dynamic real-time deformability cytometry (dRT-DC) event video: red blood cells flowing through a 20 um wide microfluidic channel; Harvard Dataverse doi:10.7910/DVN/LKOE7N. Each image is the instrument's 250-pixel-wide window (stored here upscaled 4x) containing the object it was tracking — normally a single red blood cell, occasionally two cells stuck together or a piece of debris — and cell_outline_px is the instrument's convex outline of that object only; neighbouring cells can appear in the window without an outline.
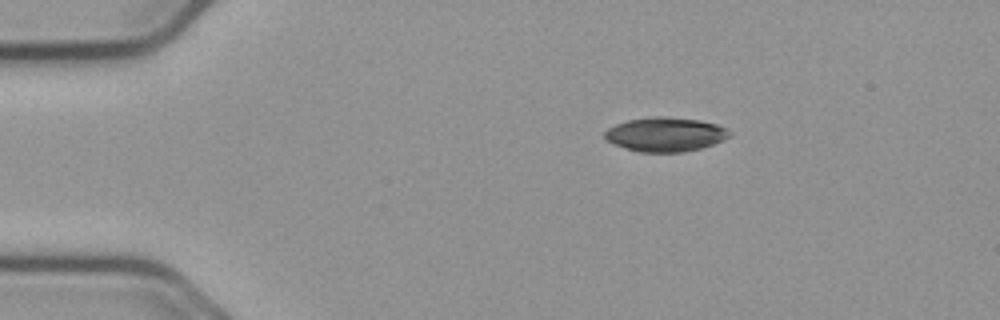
{"species": "common noctule bat (a hibernating species)", "species_latin": "Nyctalus noctula", "temperature_condition": "cold", "stored_images_in_passage": 8, "segment_of_instrument_passage": [1, 2], "camera_frame_rate_fps": 3000, "um_per_image_px": 0.085, "animal": {"sex": "male", "body_mass_g": 23.1, "forearm_length_mm": 52.7}, "frame": {"image": 1, "passage_image": 1, "time_ms": 0.0, "image_size_px": [1000, 320], "cell_outline_px": [[732, 136], [724, 140], [700, 148], [684, 152], [640, 152], [624, 148], [604, 140], [604, 132], [608, 128], [616, 124], [628, 120], [652, 116], [668, 116], [700, 120], [716, 124], [732, 132]], "centroid_in_image_um": [56.54, 11.42], "position_along_channel_um": 28.5, "area_um2": 25.09}}